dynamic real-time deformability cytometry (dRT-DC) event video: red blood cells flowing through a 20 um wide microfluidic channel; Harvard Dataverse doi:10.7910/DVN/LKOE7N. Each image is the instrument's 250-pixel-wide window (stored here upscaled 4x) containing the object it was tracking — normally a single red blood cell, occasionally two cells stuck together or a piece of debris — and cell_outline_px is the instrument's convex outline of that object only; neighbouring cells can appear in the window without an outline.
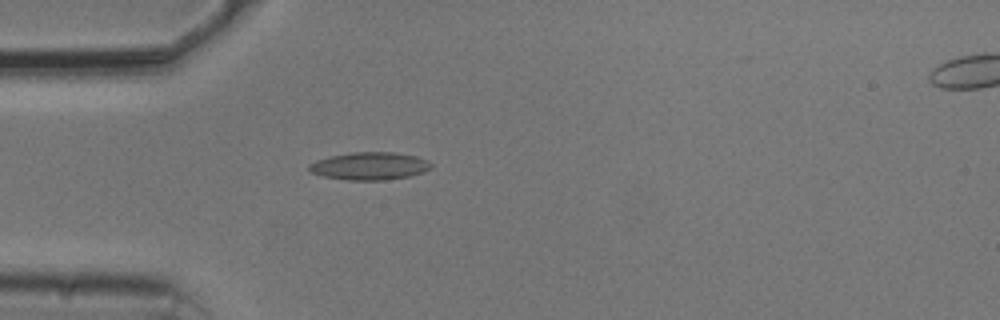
{"species": "common noctule bat (a hibernating species)", "species_latin": "Nyctalus noctula", "temperature_condition": "cold", "stored_images_in_passage": 39, "camera_frame_rate_fps": 3000, "um_per_image_px": 0.085, "animal": {"sex": "male", "body_mass_g": 20.5, "forearm_length_mm": 52.5}, "frame": {"image": 1, "passage_image": 1, "time_ms": 0.0, "image_size_px": [1000, 320], "cell_outline_px": [[432, 168], [424, 172], [408, 176], [384, 180], [348, 180], [324, 176], [308, 172], [308, 164], [316, 160], [332, 156], [352, 152], [392, 152], [416, 156], [428, 160], [432, 164]], "centroid_in_image_um": [31.42, 14.11], "position_along_channel_um": 53.6, "area_um2": 19.71}}
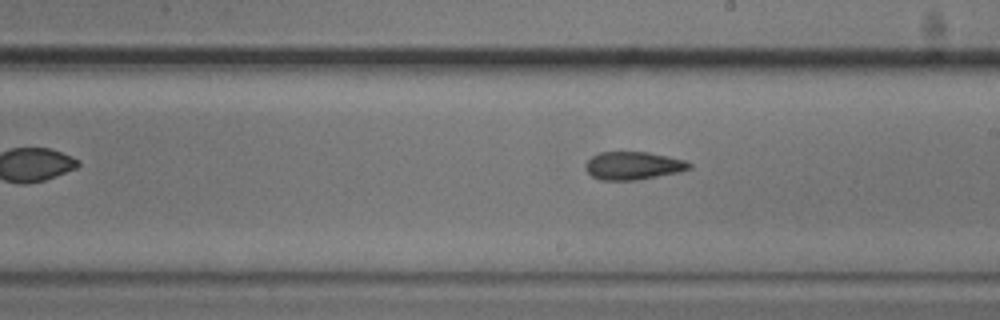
{"frame": {"image": 2, "passage_image": 16, "time_ms": 5.0, "image_size_px": [1000, 320], "cell_outline_px": [[692, 168], [680, 172], [636, 180], [600, 180], [592, 176], [588, 172], [584, 164], [592, 156], [600, 152], [648, 152], [668, 156], [684, 160], [692, 164]], "centroid_in_image_um": [53.83, 14.08], "position_along_channel_um": 235.2, "area_um2": 16.94}}
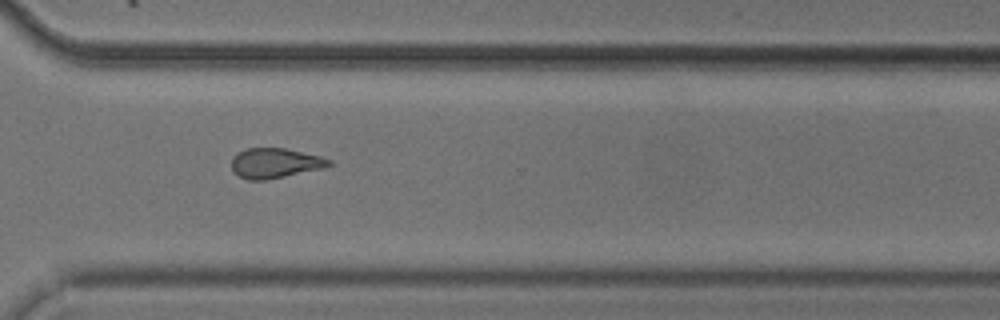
{"frame": {"image": 3, "passage_image": 25, "time_ms": 8.0, "image_size_px": [1000, 320], "cell_outline_px": [[332, 164], [324, 168], [264, 180], [248, 180], [232, 172], [232, 156], [244, 148], [284, 148], [320, 156], [332, 160]], "centroid_in_image_um": [23.35, 13.86], "position_along_channel_um": 347.2, "area_um2": 16.99}, "authors_computed_cell_mechanics": {"area_um2": 17.2822, "velocity_mm_per_s": 3.7518, "shape_relaxation_time_tau1_ms": 6.2629, "shape_relaxation_time_tau2_ms": 3.2203, "deformation_change_tau1": 0.1576, "deformation_change_tau2": 0.1118}}